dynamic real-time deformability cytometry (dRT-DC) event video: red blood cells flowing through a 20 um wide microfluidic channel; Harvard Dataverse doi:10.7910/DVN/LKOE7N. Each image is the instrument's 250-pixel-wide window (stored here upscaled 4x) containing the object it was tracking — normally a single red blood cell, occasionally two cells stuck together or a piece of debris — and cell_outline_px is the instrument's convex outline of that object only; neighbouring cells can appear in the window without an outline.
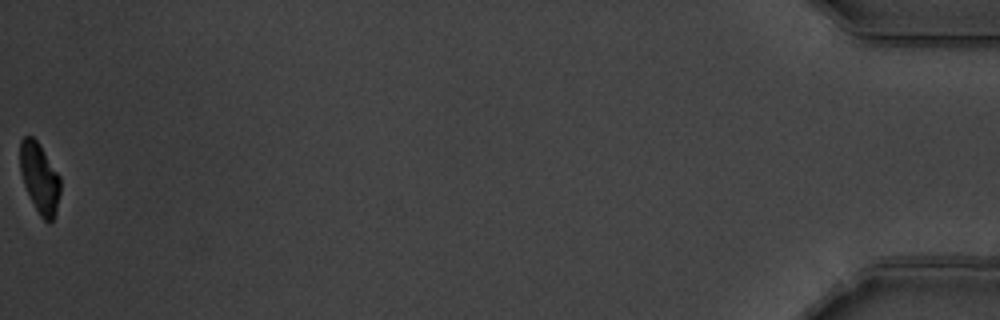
{"species": "common noctule bat (a hibernating species)", "species_latin": "Nyctalus noctula", "temperature_condition": "warm", "stored_images_in_passage": 57, "camera_frame_rate_fps": 3000, "um_per_image_px": 0.085, "animal": {"sex": "male", "body_mass_g": 19.5, "forearm_length_mm": 54.6}, "frame": {"image": 1, "passage_image": 57, "time_ms": 18.667, "image_size_px": [1000, 320], "cell_outline_px": [[60, 192], [56, 208], [52, 220], [48, 224], [40, 216], [24, 184], [20, 172], [20, 140], [24, 136], [32, 136], [40, 144], [60, 176]], "centroid_in_image_um": [3.36, 15.09], "position_along_channel_um": 431.8, "area_um2": 16.3}, "authors_computed_cell_mechanics": {"area_um2": 17.9758, "velocity_mm_per_s": 3.5199, "shape_relaxation_time_tau1_ms": 2.7647, "shape_relaxation_time_tau2_ms": 4.3696, "deformation_change_tau1": 0.1453, "deformation_change_tau2": 0.0983}}